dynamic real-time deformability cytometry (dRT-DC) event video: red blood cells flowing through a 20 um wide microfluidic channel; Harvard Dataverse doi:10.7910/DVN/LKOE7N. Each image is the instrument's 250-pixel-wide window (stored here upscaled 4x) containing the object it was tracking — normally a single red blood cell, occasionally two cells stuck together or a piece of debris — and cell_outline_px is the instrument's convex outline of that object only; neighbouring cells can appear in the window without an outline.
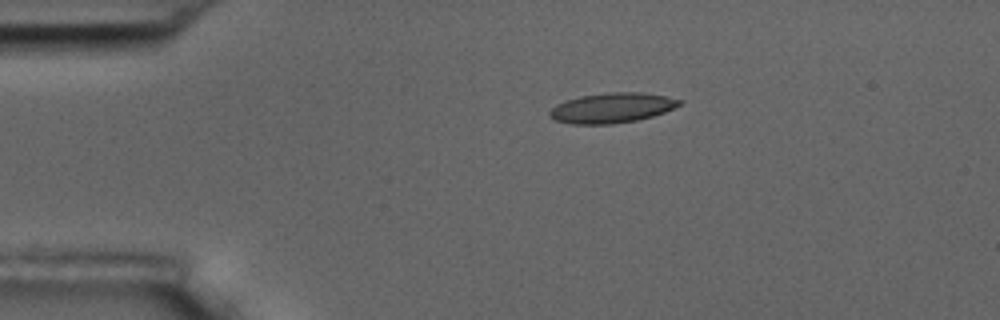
{"species": "common noctule bat (a hibernating species)", "species_latin": "Nyctalus noctula", "temperature_condition": "room temperature", "stored_images_in_passage": 3, "camera_frame_rate_fps": 3000, "um_per_image_px": 0.085, "animal": {"sex": "male", "body_mass_g": 17.5, "forearm_length_mm": 52.3}, "frame": {"image": 1, "passage_image": 1, "time_ms": 0.0, "image_size_px": [1000, 320], "cell_outline_px": [[684, 100], [680, 104], [664, 112], [652, 116], [636, 120], [612, 124], [572, 124], [556, 120], [548, 116], [548, 112], [556, 104], [564, 100], [580, 96], [608, 92], [640, 92], [664, 96]], "centroid_in_image_um": [51.97, 9.16], "position_along_channel_um": 33.0, "area_um2": 22.66}}
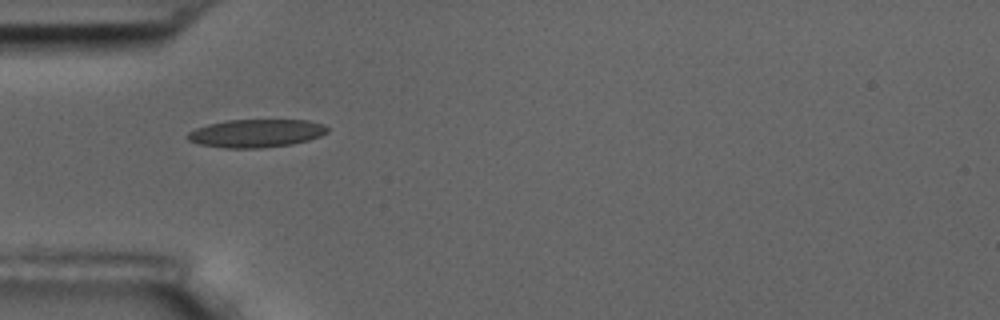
{"frame": {"image": 2, "passage_image": 3, "time_ms": 2.0, "image_size_px": [1000, 320], "cell_outline_px": [[328, 132], [320, 136], [308, 140], [292, 144], [260, 148], [224, 148], [200, 144], [188, 140], [184, 136], [188, 132], [196, 128], [208, 124], [224, 120], [308, 120], [324, 124], [328, 128]], "centroid_in_image_um": [21.75, 11.32], "position_along_channel_um": 63.2, "area_um2": 23.0}}